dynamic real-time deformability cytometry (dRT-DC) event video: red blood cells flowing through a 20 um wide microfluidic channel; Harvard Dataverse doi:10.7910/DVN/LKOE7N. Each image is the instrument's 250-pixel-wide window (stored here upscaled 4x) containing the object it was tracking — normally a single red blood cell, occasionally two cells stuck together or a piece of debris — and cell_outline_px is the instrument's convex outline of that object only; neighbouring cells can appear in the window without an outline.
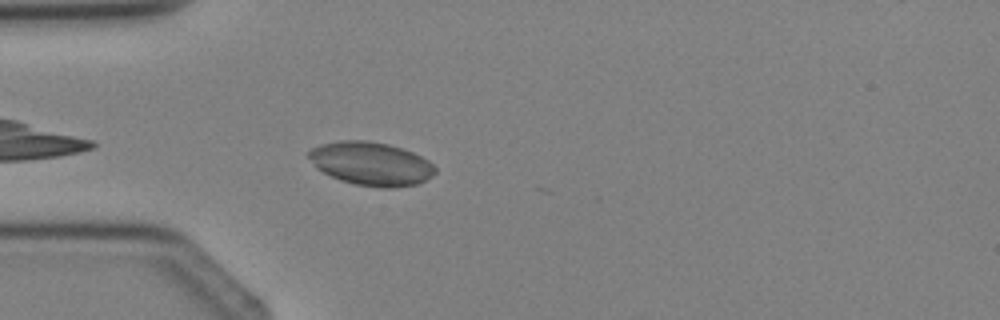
{"species": "Egyptian fruit bat (a non-hibernating species)", "species_latin": "Rousettus aegyptiacus", "temperature_condition": "cold", "stored_images_in_passage": 2, "camera_frame_rate_fps": 3000, "um_per_image_px": 0.085, "animal": {"sex": "female"}, "frame": {"image": 1, "passage_image": 2, "time_ms": 2.333, "image_size_px": [1000, 320], "cell_outline_px": [[436, 172], [432, 176], [416, 184], [392, 188], [380, 188], [356, 184], [340, 180], [316, 168], [308, 156], [308, 152], [312, 148], [320, 144], [340, 140], [368, 140], [388, 144], [412, 152], [428, 160], [436, 168]], "centroid_in_image_um": [31.53, 13.91], "position_along_channel_um": 53.5, "area_um2": 31.91}}